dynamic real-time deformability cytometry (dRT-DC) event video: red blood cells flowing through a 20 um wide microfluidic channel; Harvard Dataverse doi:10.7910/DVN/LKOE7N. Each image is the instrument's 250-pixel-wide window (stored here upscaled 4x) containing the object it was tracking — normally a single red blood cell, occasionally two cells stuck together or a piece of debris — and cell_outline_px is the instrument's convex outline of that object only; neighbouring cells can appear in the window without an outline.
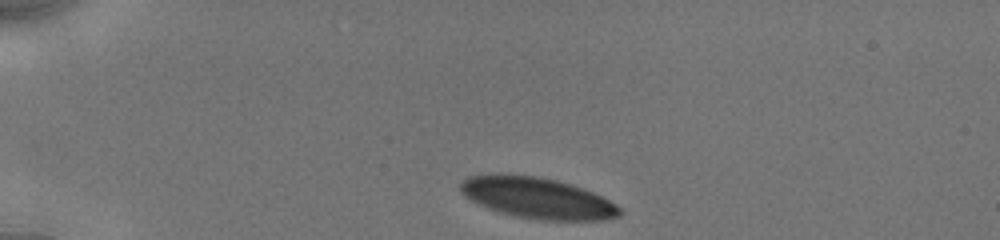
{"species": "human", "species_latin": "Homo sapiens", "temperature_condition": "cold", "stored_images_in_passage": 8, "camera_frame_rate_fps": 3000, "um_per_image_px": 0.085, "donor": {"sex": "male"}, "frame": {"image": 1, "passage_image": 1, "time_ms": 0.0, "image_size_px": [1000, 240], "cell_outline_px": [[624, 212], [620, 216], [604, 220], [544, 220], [520, 216], [500, 212], [488, 208], [464, 196], [460, 192], [460, 184], [468, 176], [496, 172], [500, 172], [536, 176], [556, 180], [584, 188], [616, 204]], "centroid_in_image_um": [45.66, 16.8], "position_along_channel_um": 39.3, "area_um2": 38.21}}
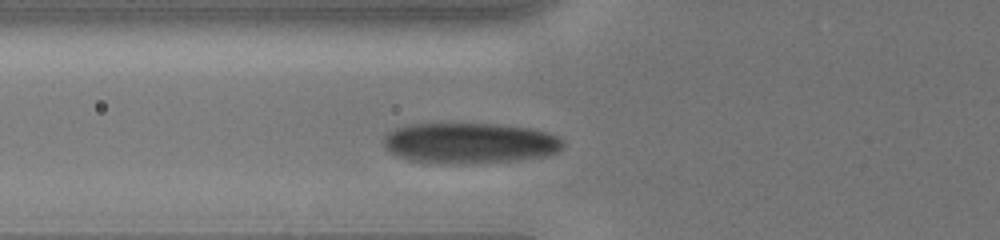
{"frame": {"image": 2, "passage_image": 6, "time_ms": 2.667, "image_size_px": [1000, 240], "cell_outline_px": [[564, 148], [560, 152], [544, 156], [512, 160], [464, 164], [428, 164], [408, 160], [396, 156], [388, 152], [384, 144], [384, 136], [388, 132], [396, 128], [408, 124], [496, 124], [528, 128], [548, 132], [560, 136], [564, 140]], "centroid_in_image_um": [39.91, 12.18], "position_along_channel_um": 85.9, "area_um2": 43.12}}
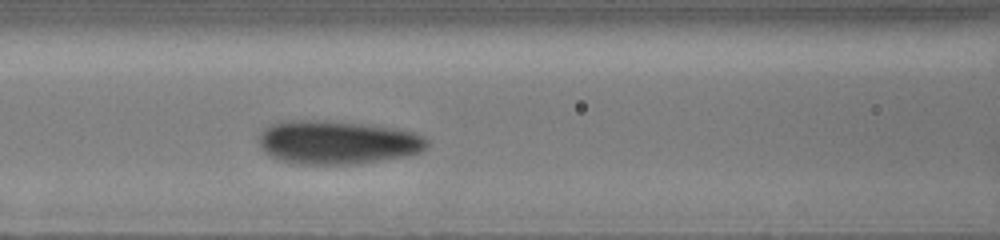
{"frame": {"image": 3, "passage_image": 8, "time_ms": 4.0, "image_size_px": [1000, 240], "cell_outline_px": [[428, 144], [420, 152], [408, 156], [356, 164], [296, 164], [280, 160], [268, 156], [260, 148], [256, 136], [264, 128], [280, 120], [324, 120], [396, 128], [412, 132], [424, 136], [428, 140]], "centroid_in_image_um": [28.61, 12.1], "position_along_channel_um": 138.0, "area_um2": 43.18}}